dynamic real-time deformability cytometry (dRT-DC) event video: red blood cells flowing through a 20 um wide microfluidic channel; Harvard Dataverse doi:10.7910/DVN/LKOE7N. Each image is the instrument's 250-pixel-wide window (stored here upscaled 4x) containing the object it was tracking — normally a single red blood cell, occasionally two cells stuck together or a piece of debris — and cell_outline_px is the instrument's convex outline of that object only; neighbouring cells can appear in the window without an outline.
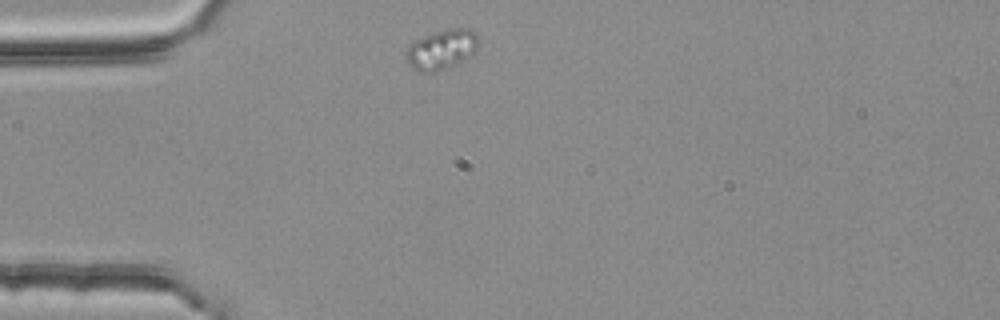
{"species": "common noctule bat (a hibernating species)", "species_latin": "Nyctalus noctula", "temperature_condition": "room temperature", "stored_images_in_passage": 1, "camera_frame_rate_fps": 3000, "um_per_image_px": 0.085, "animal": {"sex": "female", "body_mass_g": 25.1}, "frame": {"image": 1, "passage_image": 1, "time_ms": 0.0, "image_size_px": [1000, 320], "cell_outline_px": [[480, 44], [468, 56], [436, 72], [420, 72], [412, 68], [408, 64], [404, 56], [404, 52], [408, 44], [416, 40], [436, 32], [448, 28], [468, 28], [476, 32], [480, 36]], "centroid_in_image_um": [37.5, 4.18], "position_along_channel_um": 47.5, "area_um2": 16.76}}